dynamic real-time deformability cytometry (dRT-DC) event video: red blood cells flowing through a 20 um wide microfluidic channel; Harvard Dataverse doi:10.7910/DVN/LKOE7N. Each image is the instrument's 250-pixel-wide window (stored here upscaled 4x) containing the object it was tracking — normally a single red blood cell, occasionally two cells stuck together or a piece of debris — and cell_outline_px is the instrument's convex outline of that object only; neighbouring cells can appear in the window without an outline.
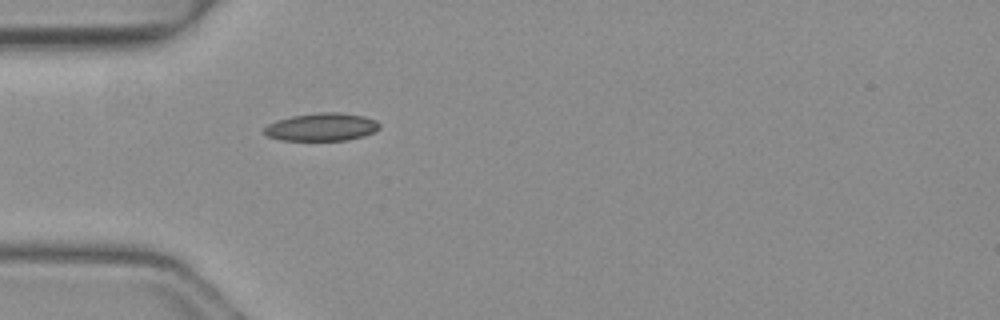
{"species": "common noctule bat (a hibernating species)", "species_latin": "Nyctalus noctula", "temperature_condition": "warm", "stored_images_in_passage": 36, "camera_frame_rate_fps": 3000, "um_per_image_px": 0.085, "animal": {"sex": "female", "body_mass_g": 19.3, "forearm_length_mm": 54.1}, "frame": {"image": 1, "passage_image": 1, "time_ms": 0.0, "image_size_px": [1000, 320], "cell_outline_px": [[380, 128], [364, 136], [348, 140], [280, 140], [268, 136], [264, 132], [264, 128], [268, 124], [276, 120], [292, 116], [316, 112], [340, 112], [364, 116], [376, 120], [380, 124]], "centroid_in_image_um": [27.35, 10.79], "position_along_channel_um": 57.7, "area_um2": 18.79}}
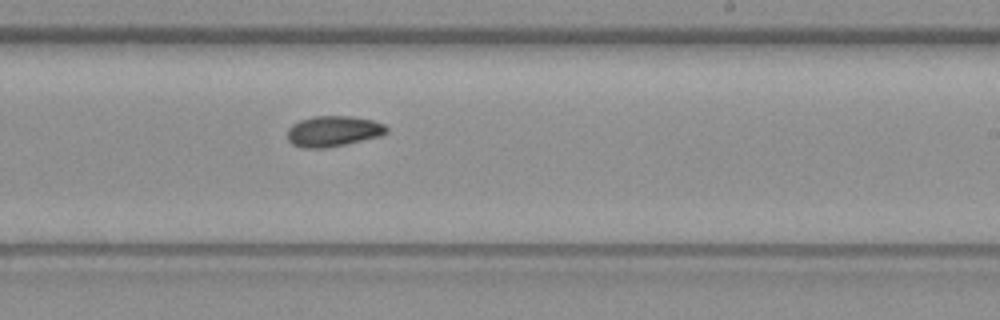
{"frame": {"image": 2, "passage_image": 16, "time_ms": 5.0, "image_size_px": [1000, 320], "cell_outline_px": [[388, 132], [380, 136], [344, 144], [324, 148], [304, 148], [292, 144], [288, 140], [288, 128], [292, 124], [300, 120], [312, 116], [352, 116], [372, 120], [384, 124], [388, 128]], "centroid_in_image_um": [28.32, 11.14], "position_along_channel_um": 260.7, "area_um2": 17.69}}
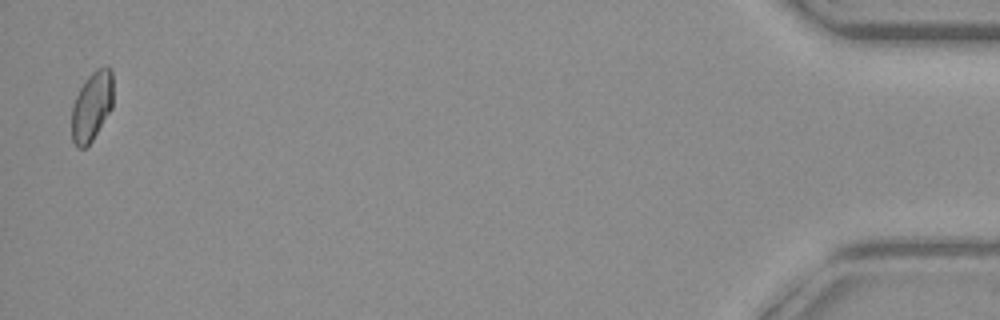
{"frame": {"image": 3, "passage_image": 35, "time_ms": 11.333, "image_size_px": [1000, 320], "cell_outline_px": [[112, 108], [92, 140], [84, 148], [76, 148], [72, 140], [72, 108], [76, 96], [80, 88], [88, 76], [96, 68], [104, 64], [112, 72]], "centroid_in_image_um": [7.8, 9.02], "position_along_channel_um": 427.4, "area_um2": 16.7}, "authors_computed_cell_mechanics": {"area_um2": 17.34, "velocity_mm_per_s": 4.1475, "shape_relaxation_time_tau1_ms": 5.2884, "shape_relaxation_time_tau2_ms": null, "deformation_change_tau1": 0.11, "deformation_change_tau2": null}}